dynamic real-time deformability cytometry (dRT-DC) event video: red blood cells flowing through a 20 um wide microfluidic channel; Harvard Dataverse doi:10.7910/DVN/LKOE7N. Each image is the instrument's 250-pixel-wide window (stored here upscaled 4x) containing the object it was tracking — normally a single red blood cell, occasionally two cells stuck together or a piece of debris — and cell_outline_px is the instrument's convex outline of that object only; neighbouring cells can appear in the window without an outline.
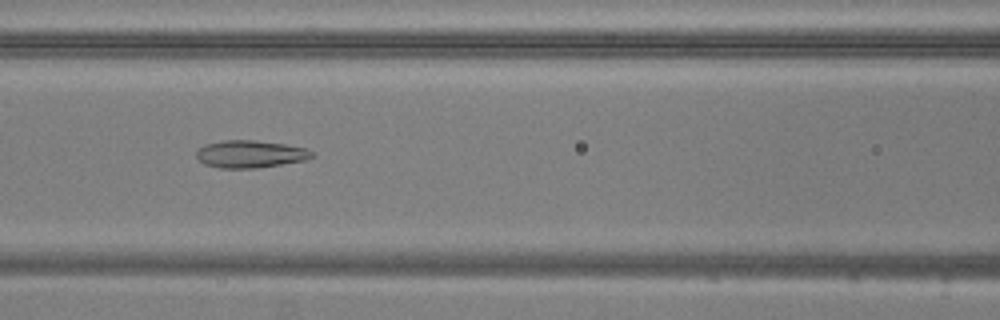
{"species": "common noctule bat (a hibernating species)", "species_latin": "Nyctalus noctula", "temperature_condition": "warm", "stored_images_in_passage": 53, "camera_frame_rate_fps": 3000, "um_per_image_px": 0.085, "animal": {"sex": "male", "body_mass_g": 20.5, "forearm_length_mm": 52.5}, "frame": {"image": 1, "passage_image": 22, "time_ms": 7.0, "image_size_px": [1000, 320], "cell_outline_px": [[316, 156], [304, 160], [256, 168], [220, 168], [204, 164], [196, 156], [196, 152], [204, 144], [224, 140], [252, 140], [284, 144], [304, 148], [312, 152]], "centroid_in_image_um": [21.24, 13.09], "position_along_channel_um": 145.4, "area_um2": 18.26}}
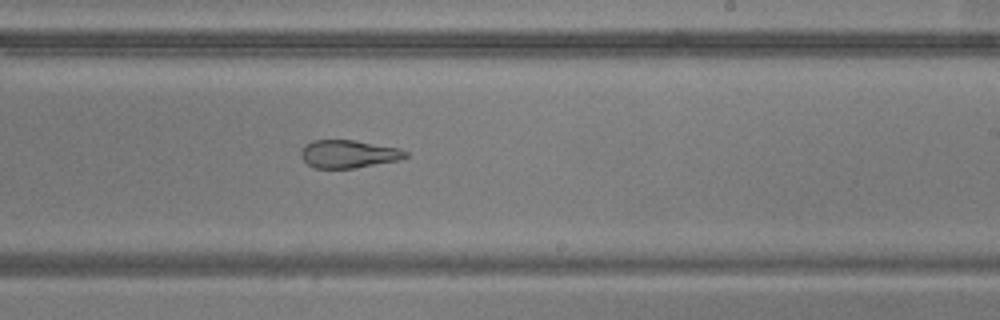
{"frame": {"image": 2, "passage_image": 31, "time_ms": 10.0, "image_size_px": [1000, 320], "cell_outline_px": [[408, 156], [400, 160], [356, 168], [316, 168], [308, 164], [300, 156], [300, 152], [304, 144], [312, 140], [356, 140], [400, 148], [408, 152]], "centroid_in_image_um": [29.64, 13.08], "position_along_channel_um": 259.4, "area_um2": 17.22}}
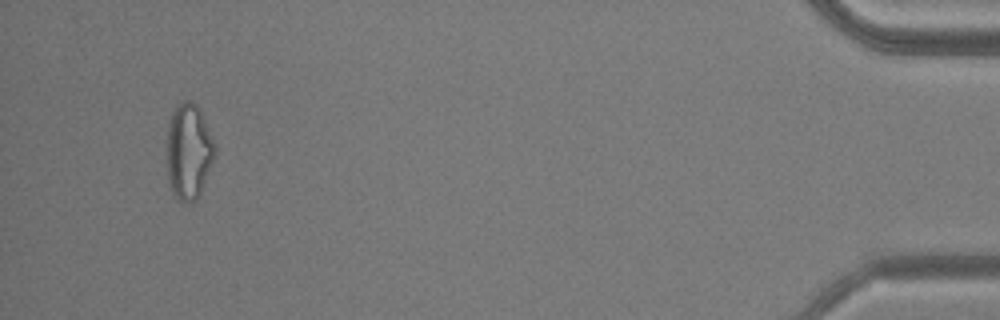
{"frame": {"image": 3, "passage_image": 50, "time_ms": 16.333, "image_size_px": [1000, 320], "cell_outline_px": [[216, 156], [200, 192], [196, 200], [180, 200], [172, 192], [168, 180], [168, 124], [172, 112], [176, 104], [180, 100], [192, 100], [200, 108], [216, 148]], "centroid_in_image_um": [16.05, 12.8], "position_along_channel_um": 419.1, "area_um2": 26.65}, "authors_computed_cell_mechanics": {"area_um2": 23.12, "velocity_mm_per_s": 3.8064, "shape_relaxation_time_tau1_ms": null, "shape_relaxation_time_tau2_ms": 1.9391, "deformation_change_tau1": null, "deformation_change_tau2": 0.0938}}